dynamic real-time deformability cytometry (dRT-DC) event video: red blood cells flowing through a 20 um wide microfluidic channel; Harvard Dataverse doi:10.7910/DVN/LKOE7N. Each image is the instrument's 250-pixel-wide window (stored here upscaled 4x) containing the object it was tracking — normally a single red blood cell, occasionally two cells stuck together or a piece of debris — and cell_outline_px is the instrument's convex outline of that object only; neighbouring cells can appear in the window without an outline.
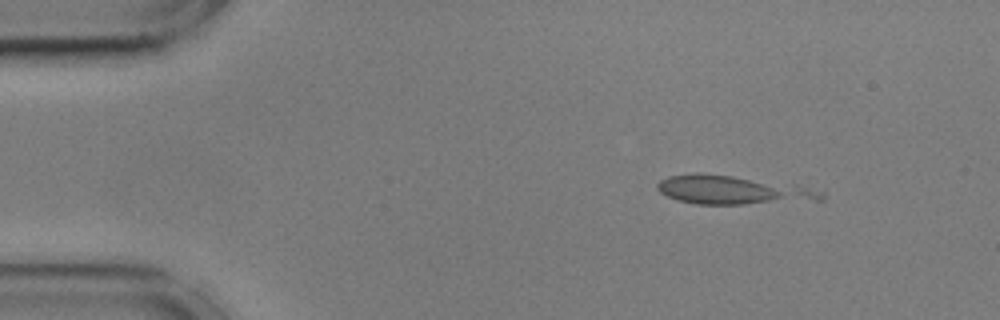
{"species": "common noctule bat (a hibernating species)", "species_latin": "Nyctalus noctula", "temperature_condition": "cold", "stored_images_in_passage": 2, "camera_frame_rate_fps": 3000, "um_per_image_px": 0.085, "animal": {"sex": "male", "body_mass_g": 17.9, "forearm_length_mm": 54.2}, "frame": {"image": 1, "passage_image": 1, "time_ms": 0.0, "image_size_px": [1000, 320], "cell_outline_px": [[824, 200], [744, 204], [696, 204], [676, 200], [660, 192], [656, 188], [656, 184], [660, 180], [668, 176], [692, 172], [700, 172], [732, 176], [792, 184], [824, 192]], "centroid_in_image_um": [62.23, 16.15], "position_along_channel_um": 22.8, "area_um2": 27.46}}